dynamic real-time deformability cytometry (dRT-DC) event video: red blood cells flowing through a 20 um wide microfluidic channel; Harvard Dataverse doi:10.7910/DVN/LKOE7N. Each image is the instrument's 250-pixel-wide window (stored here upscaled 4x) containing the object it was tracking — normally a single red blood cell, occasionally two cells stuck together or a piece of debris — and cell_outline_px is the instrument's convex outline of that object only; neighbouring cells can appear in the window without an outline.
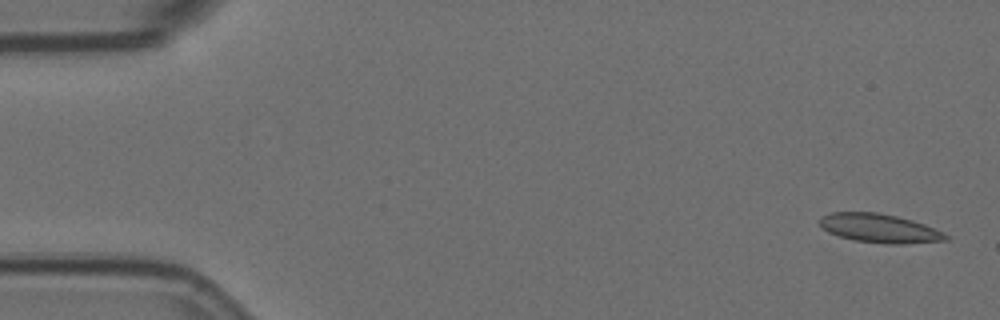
{"species": "Egyptian fruit bat (a non-hibernating species)", "species_latin": "Rousettus aegyptiacus", "temperature_condition": "room temperature", "stored_images_in_passage": 5, "camera_frame_rate_fps": 3000, "um_per_image_px": 0.085, "animal": {"sex": "female"}, "frame": {"image": 1, "passage_image": 1, "time_ms": 0.0, "image_size_px": [1000, 320], "cell_outline_px": [[948, 240], [904, 244], [888, 244], [856, 240], [840, 236], [828, 232], [820, 224], [820, 216], [828, 212], [876, 212], [896, 216], [912, 220], [924, 224], [944, 232], [948, 236]], "centroid_in_image_um": [74.76, 19.4], "position_along_channel_um": 10.2, "area_um2": 21.1}}